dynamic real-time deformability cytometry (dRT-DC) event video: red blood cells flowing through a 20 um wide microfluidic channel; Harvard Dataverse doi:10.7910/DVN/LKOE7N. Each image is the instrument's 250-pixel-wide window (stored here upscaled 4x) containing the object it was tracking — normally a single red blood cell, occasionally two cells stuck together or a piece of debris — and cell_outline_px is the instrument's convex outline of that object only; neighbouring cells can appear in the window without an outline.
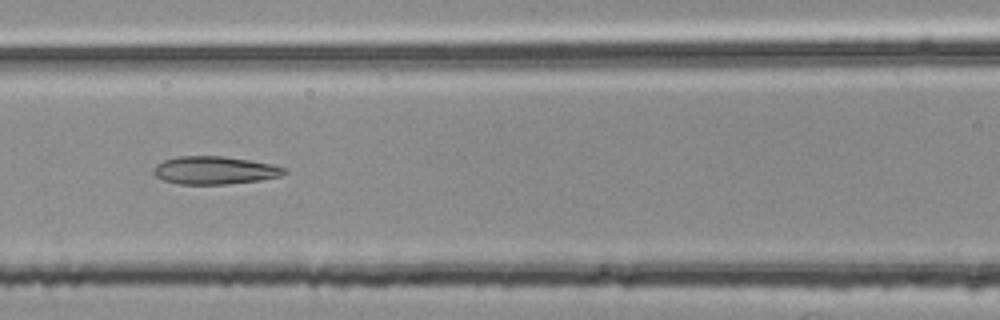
{"species": "common noctule bat (a hibernating species)", "species_latin": "Nyctalus noctula", "temperature_condition": "room temperature", "stored_images_in_passage": 32, "camera_frame_rate_fps": 3000, "um_per_image_px": 0.085, "animal": {"sex": "female", "body_mass_g": 25.1}, "frame": {"image": 1, "passage_image": 13, "time_ms": 4.0, "image_size_px": [1000, 320], "cell_outline_px": [[288, 172], [280, 176], [260, 180], [228, 184], [180, 184], [164, 180], [156, 176], [152, 172], [156, 164], [164, 160], [176, 156], [224, 156], [272, 164], [284, 168]], "centroid_in_image_um": [18.23, 14.47], "position_along_channel_um": 148.4, "area_um2": 21.21}}
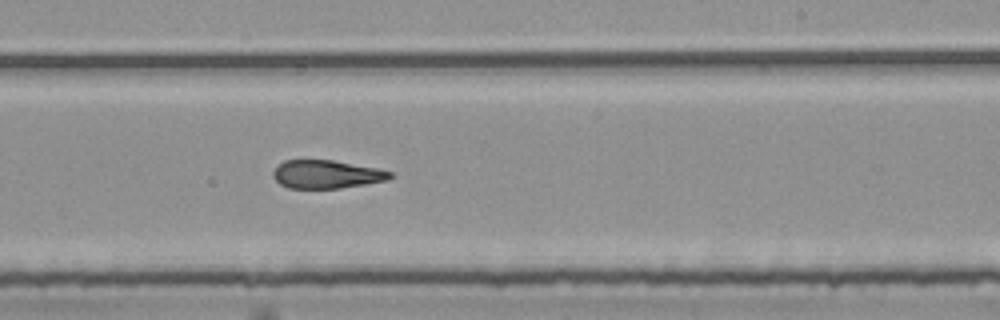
{"frame": {"image": 2, "passage_image": 22, "time_ms": 7.0, "image_size_px": [1000, 320], "cell_outline_px": [[392, 176], [388, 180], [340, 188], [288, 188], [280, 184], [272, 176], [272, 172], [284, 160], [332, 160], [380, 168], [392, 172]], "centroid_in_image_um": [27.77, 14.81], "position_along_channel_um": 261.2, "area_um2": 19.25}}
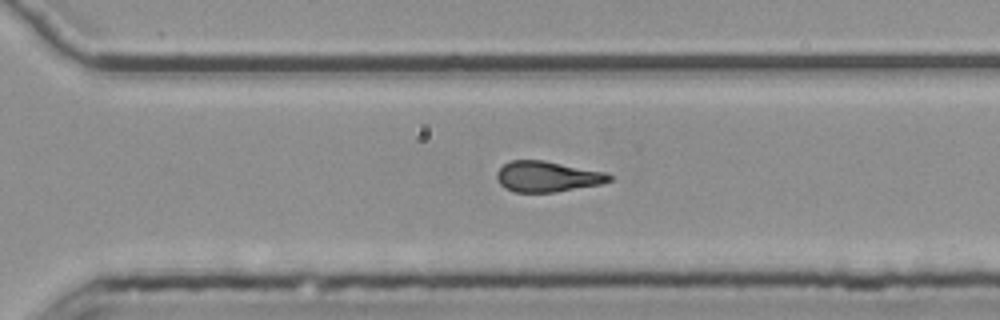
{"frame": {"image": 3, "passage_image": 27, "time_ms": 8.667, "image_size_px": [1000, 320], "cell_outline_px": [[612, 180], [600, 184], [556, 192], [512, 192], [504, 188], [500, 184], [496, 176], [496, 172], [504, 164], [512, 160], [544, 160], [608, 172], [612, 176]], "centroid_in_image_um": [46.53, 15.0], "position_along_channel_um": 324.1, "area_um2": 20.29}, "authors_computed_cell_mechanics": {"area_um2": 20.808, "velocity_mm_per_s": 3.7797, "shape_relaxation_time_tau1_ms": null, "shape_relaxation_time_tau2_ms": 2.4748, "deformation_change_tau1": null, "deformation_change_tau2": 0.1189}}